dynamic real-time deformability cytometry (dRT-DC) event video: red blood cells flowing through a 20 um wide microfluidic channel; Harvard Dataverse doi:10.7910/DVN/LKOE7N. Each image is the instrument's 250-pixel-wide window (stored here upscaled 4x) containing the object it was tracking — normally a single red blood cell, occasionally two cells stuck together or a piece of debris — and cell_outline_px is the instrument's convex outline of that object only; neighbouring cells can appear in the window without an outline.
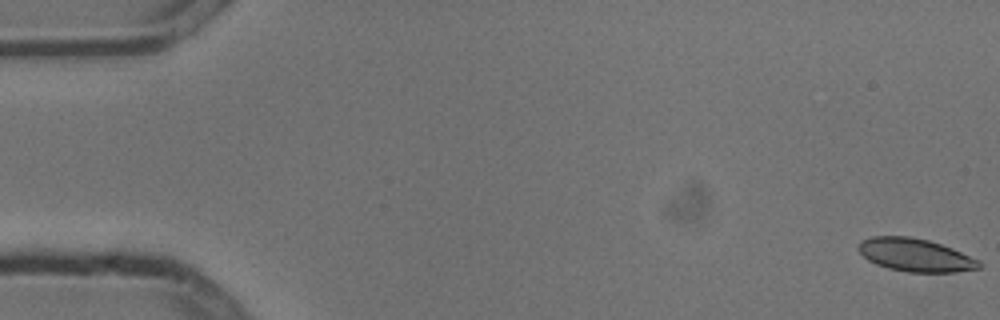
{"species": "common noctule bat (a hibernating species)", "species_latin": "Nyctalus noctula", "temperature_condition": "cold", "stored_images_in_passage": 8, "camera_frame_rate_fps": 3000, "um_per_image_px": 0.085, "animal": {"sex": "male", "body_mass_g": 13.3}, "frame": {"image": 1, "passage_image": 1, "time_ms": 0.0, "image_size_px": [1000, 320], "cell_outline_px": [[980, 268], [956, 272], [908, 272], [888, 268], [876, 264], [868, 260], [856, 248], [860, 240], [872, 236], [908, 236], [928, 240], [952, 248], [980, 260]], "centroid_in_image_um": [77.78, 21.67], "position_along_channel_um": 7.2, "area_um2": 23.24}}
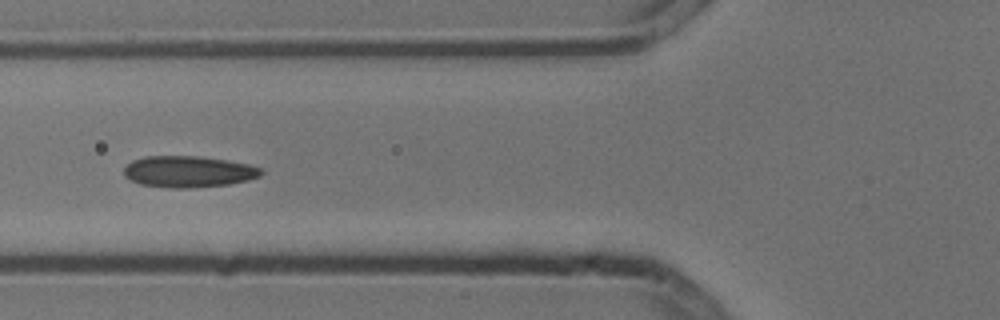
{"frame": {"image": 2, "passage_image": 6, "time_ms": 1.667, "image_size_px": [1000, 320], "cell_outline_px": [[264, 172], [260, 176], [248, 180], [228, 184], [192, 188], [172, 188], [140, 184], [124, 176], [124, 168], [132, 160], [148, 156], [196, 156], [228, 160], [248, 164], [264, 168]], "centroid_in_image_um": [16.05, 14.59], "position_along_channel_um": 109.7, "area_um2": 25.14}}
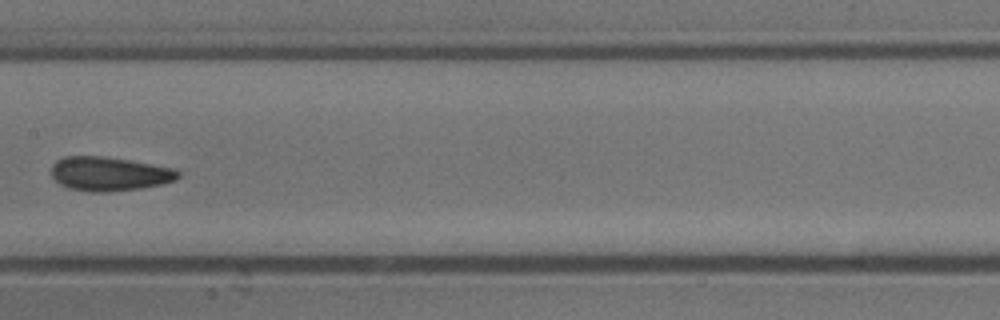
{"frame": {"image": 3, "passage_image": 8, "time_ms": 2.333, "image_size_px": [1000, 320], "cell_outline_px": [[180, 176], [176, 180], [160, 184], [140, 188], [108, 192], [96, 192], [68, 188], [60, 184], [52, 176], [52, 164], [56, 160], [64, 156], [100, 156], [128, 160], [172, 168], [180, 172]], "centroid_in_image_um": [9.26, 14.77], "position_along_channel_um": 198.1, "area_um2": 24.91}}